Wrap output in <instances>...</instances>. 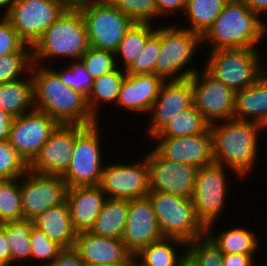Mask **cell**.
<instances>
[{
    "label": "cell",
    "instance_id": "obj_23",
    "mask_svg": "<svg viewBox=\"0 0 267 266\" xmlns=\"http://www.w3.org/2000/svg\"><path fill=\"white\" fill-rule=\"evenodd\" d=\"M164 81L156 74L126 75L116 102L132 111L149 112Z\"/></svg>",
    "mask_w": 267,
    "mask_h": 266
},
{
    "label": "cell",
    "instance_id": "obj_5",
    "mask_svg": "<svg viewBox=\"0 0 267 266\" xmlns=\"http://www.w3.org/2000/svg\"><path fill=\"white\" fill-rule=\"evenodd\" d=\"M163 237L176 238L186 244L200 239L206 227L197 218L191 198L153 191L148 194Z\"/></svg>",
    "mask_w": 267,
    "mask_h": 266
},
{
    "label": "cell",
    "instance_id": "obj_1",
    "mask_svg": "<svg viewBox=\"0 0 267 266\" xmlns=\"http://www.w3.org/2000/svg\"><path fill=\"white\" fill-rule=\"evenodd\" d=\"M37 73L32 78L36 110L45 112L58 124L90 126L97 123L86 96L66 86L50 69L42 67Z\"/></svg>",
    "mask_w": 267,
    "mask_h": 266
},
{
    "label": "cell",
    "instance_id": "obj_55",
    "mask_svg": "<svg viewBox=\"0 0 267 266\" xmlns=\"http://www.w3.org/2000/svg\"><path fill=\"white\" fill-rule=\"evenodd\" d=\"M134 260L136 263L134 262ZM131 266H139V264H137L136 258H133ZM140 266H142V265H140Z\"/></svg>",
    "mask_w": 267,
    "mask_h": 266
},
{
    "label": "cell",
    "instance_id": "obj_42",
    "mask_svg": "<svg viewBox=\"0 0 267 266\" xmlns=\"http://www.w3.org/2000/svg\"><path fill=\"white\" fill-rule=\"evenodd\" d=\"M52 71L66 86L71 87L73 90L80 92L84 96L87 97L91 92L94 78L88 74L84 64L80 60L68 69L61 70V72H56L55 70Z\"/></svg>",
    "mask_w": 267,
    "mask_h": 266
},
{
    "label": "cell",
    "instance_id": "obj_29",
    "mask_svg": "<svg viewBox=\"0 0 267 266\" xmlns=\"http://www.w3.org/2000/svg\"><path fill=\"white\" fill-rule=\"evenodd\" d=\"M210 124L194 107L176 114L169 123L158 133L161 137H184L204 133Z\"/></svg>",
    "mask_w": 267,
    "mask_h": 266
},
{
    "label": "cell",
    "instance_id": "obj_30",
    "mask_svg": "<svg viewBox=\"0 0 267 266\" xmlns=\"http://www.w3.org/2000/svg\"><path fill=\"white\" fill-rule=\"evenodd\" d=\"M168 241V242H166ZM173 242L183 245H187L185 242L176 238H166L155 241L143 248L139 253H137L134 258L143 259L142 266H178L179 261L186 254L177 257L175 250L171 246ZM170 243V244H169Z\"/></svg>",
    "mask_w": 267,
    "mask_h": 266
},
{
    "label": "cell",
    "instance_id": "obj_15",
    "mask_svg": "<svg viewBox=\"0 0 267 266\" xmlns=\"http://www.w3.org/2000/svg\"><path fill=\"white\" fill-rule=\"evenodd\" d=\"M146 159L150 192L161 191L192 198L197 168L165 159L155 149Z\"/></svg>",
    "mask_w": 267,
    "mask_h": 266
},
{
    "label": "cell",
    "instance_id": "obj_14",
    "mask_svg": "<svg viewBox=\"0 0 267 266\" xmlns=\"http://www.w3.org/2000/svg\"><path fill=\"white\" fill-rule=\"evenodd\" d=\"M194 107L211 125L217 119L232 120L235 107V91L211 76L206 70L201 77L198 72L191 77ZM215 118V119H214Z\"/></svg>",
    "mask_w": 267,
    "mask_h": 266
},
{
    "label": "cell",
    "instance_id": "obj_51",
    "mask_svg": "<svg viewBox=\"0 0 267 266\" xmlns=\"http://www.w3.org/2000/svg\"><path fill=\"white\" fill-rule=\"evenodd\" d=\"M178 266H197V265L187 254H185L179 261Z\"/></svg>",
    "mask_w": 267,
    "mask_h": 266
},
{
    "label": "cell",
    "instance_id": "obj_45",
    "mask_svg": "<svg viewBox=\"0 0 267 266\" xmlns=\"http://www.w3.org/2000/svg\"><path fill=\"white\" fill-rule=\"evenodd\" d=\"M48 266H86L74 249L63 250Z\"/></svg>",
    "mask_w": 267,
    "mask_h": 266
},
{
    "label": "cell",
    "instance_id": "obj_25",
    "mask_svg": "<svg viewBox=\"0 0 267 266\" xmlns=\"http://www.w3.org/2000/svg\"><path fill=\"white\" fill-rule=\"evenodd\" d=\"M248 116L252 117L253 123L267 128V75L263 74L250 87L235 93L233 119L248 121Z\"/></svg>",
    "mask_w": 267,
    "mask_h": 266
},
{
    "label": "cell",
    "instance_id": "obj_46",
    "mask_svg": "<svg viewBox=\"0 0 267 266\" xmlns=\"http://www.w3.org/2000/svg\"><path fill=\"white\" fill-rule=\"evenodd\" d=\"M253 255L223 254V266H252Z\"/></svg>",
    "mask_w": 267,
    "mask_h": 266
},
{
    "label": "cell",
    "instance_id": "obj_43",
    "mask_svg": "<svg viewBox=\"0 0 267 266\" xmlns=\"http://www.w3.org/2000/svg\"><path fill=\"white\" fill-rule=\"evenodd\" d=\"M31 257L37 259L52 260L53 262L63 249L48 239V237L36 226L32 225L30 232Z\"/></svg>",
    "mask_w": 267,
    "mask_h": 266
},
{
    "label": "cell",
    "instance_id": "obj_19",
    "mask_svg": "<svg viewBox=\"0 0 267 266\" xmlns=\"http://www.w3.org/2000/svg\"><path fill=\"white\" fill-rule=\"evenodd\" d=\"M75 141L76 125L59 124L29 164V169L42 174L62 176L72 160Z\"/></svg>",
    "mask_w": 267,
    "mask_h": 266
},
{
    "label": "cell",
    "instance_id": "obj_38",
    "mask_svg": "<svg viewBox=\"0 0 267 266\" xmlns=\"http://www.w3.org/2000/svg\"><path fill=\"white\" fill-rule=\"evenodd\" d=\"M126 14L134 23H148L159 16L155 0H105Z\"/></svg>",
    "mask_w": 267,
    "mask_h": 266
},
{
    "label": "cell",
    "instance_id": "obj_54",
    "mask_svg": "<svg viewBox=\"0 0 267 266\" xmlns=\"http://www.w3.org/2000/svg\"><path fill=\"white\" fill-rule=\"evenodd\" d=\"M91 266H131V265H110V264H94Z\"/></svg>",
    "mask_w": 267,
    "mask_h": 266
},
{
    "label": "cell",
    "instance_id": "obj_32",
    "mask_svg": "<svg viewBox=\"0 0 267 266\" xmlns=\"http://www.w3.org/2000/svg\"><path fill=\"white\" fill-rule=\"evenodd\" d=\"M125 77V71L123 74V71L116 68L112 72L94 79L92 90L87 96V104L94 117H97L95 104L98 101H117Z\"/></svg>",
    "mask_w": 267,
    "mask_h": 266
},
{
    "label": "cell",
    "instance_id": "obj_3",
    "mask_svg": "<svg viewBox=\"0 0 267 266\" xmlns=\"http://www.w3.org/2000/svg\"><path fill=\"white\" fill-rule=\"evenodd\" d=\"M228 122L220 127L210 125L213 160L220 165L226 162L242 176L252 167L257 153V133L264 127L252 121Z\"/></svg>",
    "mask_w": 267,
    "mask_h": 266
},
{
    "label": "cell",
    "instance_id": "obj_41",
    "mask_svg": "<svg viewBox=\"0 0 267 266\" xmlns=\"http://www.w3.org/2000/svg\"><path fill=\"white\" fill-rule=\"evenodd\" d=\"M114 56L115 53L111 51L90 47L80 61L88 74L95 79L116 69Z\"/></svg>",
    "mask_w": 267,
    "mask_h": 266
},
{
    "label": "cell",
    "instance_id": "obj_4",
    "mask_svg": "<svg viewBox=\"0 0 267 266\" xmlns=\"http://www.w3.org/2000/svg\"><path fill=\"white\" fill-rule=\"evenodd\" d=\"M90 48L87 29L80 10L70 6L34 45L33 61L44 57L69 56L81 60Z\"/></svg>",
    "mask_w": 267,
    "mask_h": 266
},
{
    "label": "cell",
    "instance_id": "obj_48",
    "mask_svg": "<svg viewBox=\"0 0 267 266\" xmlns=\"http://www.w3.org/2000/svg\"><path fill=\"white\" fill-rule=\"evenodd\" d=\"M187 0H155L158 14L161 16L169 11L182 9L185 10Z\"/></svg>",
    "mask_w": 267,
    "mask_h": 266
},
{
    "label": "cell",
    "instance_id": "obj_39",
    "mask_svg": "<svg viewBox=\"0 0 267 266\" xmlns=\"http://www.w3.org/2000/svg\"><path fill=\"white\" fill-rule=\"evenodd\" d=\"M205 238L202 240L196 239L188 243L186 254L197 266H223V253L208 236Z\"/></svg>",
    "mask_w": 267,
    "mask_h": 266
},
{
    "label": "cell",
    "instance_id": "obj_22",
    "mask_svg": "<svg viewBox=\"0 0 267 266\" xmlns=\"http://www.w3.org/2000/svg\"><path fill=\"white\" fill-rule=\"evenodd\" d=\"M103 194L99 185L68 187L66 201L76 234L92 229L106 200Z\"/></svg>",
    "mask_w": 267,
    "mask_h": 266
},
{
    "label": "cell",
    "instance_id": "obj_10",
    "mask_svg": "<svg viewBox=\"0 0 267 266\" xmlns=\"http://www.w3.org/2000/svg\"><path fill=\"white\" fill-rule=\"evenodd\" d=\"M201 36L188 29H178L177 26L160 28V51L156 59L155 74L164 80H181L190 78L194 73L188 69L176 76L190 61ZM175 74V75H174ZM174 75V76H173Z\"/></svg>",
    "mask_w": 267,
    "mask_h": 266
},
{
    "label": "cell",
    "instance_id": "obj_47",
    "mask_svg": "<svg viewBox=\"0 0 267 266\" xmlns=\"http://www.w3.org/2000/svg\"><path fill=\"white\" fill-rule=\"evenodd\" d=\"M11 263V251L6 240V228L0 224V266H9Z\"/></svg>",
    "mask_w": 267,
    "mask_h": 266
},
{
    "label": "cell",
    "instance_id": "obj_9",
    "mask_svg": "<svg viewBox=\"0 0 267 266\" xmlns=\"http://www.w3.org/2000/svg\"><path fill=\"white\" fill-rule=\"evenodd\" d=\"M97 125H76L72 160L68 170L62 175L68 187L100 185L104 167L101 165Z\"/></svg>",
    "mask_w": 267,
    "mask_h": 266
},
{
    "label": "cell",
    "instance_id": "obj_28",
    "mask_svg": "<svg viewBox=\"0 0 267 266\" xmlns=\"http://www.w3.org/2000/svg\"><path fill=\"white\" fill-rule=\"evenodd\" d=\"M229 0H187L185 10L191 21V28L201 37L213 25Z\"/></svg>",
    "mask_w": 267,
    "mask_h": 266
},
{
    "label": "cell",
    "instance_id": "obj_20",
    "mask_svg": "<svg viewBox=\"0 0 267 266\" xmlns=\"http://www.w3.org/2000/svg\"><path fill=\"white\" fill-rule=\"evenodd\" d=\"M193 102V89L191 79L166 80L163 82L159 94L151 107L153 123L149 134H158L176 114L191 108Z\"/></svg>",
    "mask_w": 267,
    "mask_h": 266
},
{
    "label": "cell",
    "instance_id": "obj_6",
    "mask_svg": "<svg viewBox=\"0 0 267 266\" xmlns=\"http://www.w3.org/2000/svg\"><path fill=\"white\" fill-rule=\"evenodd\" d=\"M76 7L83 16L90 47L115 53L134 22L105 0H84Z\"/></svg>",
    "mask_w": 267,
    "mask_h": 266
},
{
    "label": "cell",
    "instance_id": "obj_37",
    "mask_svg": "<svg viewBox=\"0 0 267 266\" xmlns=\"http://www.w3.org/2000/svg\"><path fill=\"white\" fill-rule=\"evenodd\" d=\"M29 164L8 140L0 142V180L19 179L28 172Z\"/></svg>",
    "mask_w": 267,
    "mask_h": 266
},
{
    "label": "cell",
    "instance_id": "obj_24",
    "mask_svg": "<svg viewBox=\"0 0 267 266\" xmlns=\"http://www.w3.org/2000/svg\"><path fill=\"white\" fill-rule=\"evenodd\" d=\"M32 221L34 226L63 250L74 248L77 234L71 222L67 201L47 209Z\"/></svg>",
    "mask_w": 267,
    "mask_h": 266
},
{
    "label": "cell",
    "instance_id": "obj_27",
    "mask_svg": "<svg viewBox=\"0 0 267 266\" xmlns=\"http://www.w3.org/2000/svg\"><path fill=\"white\" fill-rule=\"evenodd\" d=\"M34 103L33 81L15 80L0 84V109L16 118Z\"/></svg>",
    "mask_w": 267,
    "mask_h": 266
},
{
    "label": "cell",
    "instance_id": "obj_11",
    "mask_svg": "<svg viewBox=\"0 0 267 266\" xmlns=\"http://www.w3.org/2000/svg\"><path fill=\"white\" fill-rule=\"evenodd\" d=\"M20 185L23 219L34 220L47 209L65 203L68 185L60 175L42 174L28 169Z\"/></svg>",
    "mask_w": 267,
    "mask_h": 266
},
{
    "label": "cell",
    "instance_id": "obj_26",
    "mask_svg": "<svg viewBox=\"0 0 267 266\" xmlns=\"http://www.w3.org/2000/svg\"><path fill=\"white\" fill-rule=\"evenodd\" d=\"M129 200L106 197L102 210L90 232L114 239H122L127 220Z\"/></svg>",
    "mask_w": 267,
    "mask_h": 266
},
{
    "label": "cell",
    "instance_id": "obj_49",
    "mask_svg": "<svg viewBox=\"0 0 267 266\" xmlns=\"http://www.w3.org/2000/svg\"><path fill=\"white\" fill-rule=\"evenodd\" d=\"M14 117L0 109V142L9 138V132Z\"/></svg>",
    "mask_w": 267,
    "mask_h": 266
},
{
    "label": "cell",
    "instance_id": "obj_12",
    "mask_svg": "<svg viewBox=\"0 0 267 266\" xmlns=\"http://www.w3.org/2000/svg\"><path fill=\"white\" fill-rule=\"evenodd\" d=\"M224 165L212 163L197 169L192 202L206 233L223 209L226 195Z\"/></svg>",
    "mask_w": 267,
    "mask_h": 266
},
{
    "label": "cell",
    "instance_id": "obj_31",
    "mask_svg": "<svg viewBox=\"0 0 267 266\" xmlns=\"http://www.w3.org/2000/svg\"><path fill=\"white\" fill-rule=\"evenodd\" d=\"M223 254L253 255L257 248V238L246 229L236 228L222 232L220 236L208 237Z\"/></svg>",
    "mask_w": 267,
    "mask_h": 266
},
{
    "label": "cell",
    "instance_id": "obj_34",
    "mask_svg": "<svg viewBox=\"0 0 267 266\" xmlns=\"http://www.w3.org/2000/svg\"><path fill=\"white\" fill-rule=\"evenodd\" d=\"M148 23H133L119 43L115 55L123 57L127 69L143 50L147 39L155 32Z\"/></svg>",
    "mask_w": 267,
    "mask_h": 266
},
{
    "label": "cell",
    "instance_id": "obj_52",
    "mask_svg": "<svg viewBox=\"0 0 267 266\" xmlns=\"http://www.w3.org/2000/svg\"><path fill=\"white\" fill-rule=\"evenodd\" d=\"M16 0H0V7H3V6H7L8 5V10L7 12L5 13L4 17H6L8 15V13L10 12L11 10V7L13 5V3L15 2Z\"/></svg>",
    "mask_w": 267,
    "mask_h": 266
},
{
    "label": "cell",
    "instance_id": "obj_33",
    "mask_svg": "<svg viewBox=\"0 0 267 266\" xmlns=\"http://www.w3.org/2000/svg\"><path fill=\"white\" fill-rule=\"evenodd\" d=\"M6 228V240L11 251V261L31 257L30 232L32 220L7 221L2 223Z\"/></svg>",
    "mask_w": 267,
    "mask_h": 266
},
{
    "label": "cell",
    "instance_id": "obj_8",
    "mask_svg": "<svg viewBox=\"0 0 267 266\" xmlns=\"http://www.w3.org/2000/svg\"><path fill=\"white\" fill-rule=\"evenodd\" d=\"M69 7L63 0H16L6 18L19 38L33 48Z\"/></svg>",
    "mask_w": 267,
    "mask_h": 266
},
{
    "label": "cell",
    "instance_id": "obj_21",
    "mask_svg": "<svg viewBox=\"0 0 267 266\" xmlns=\"http://www.w3.org/2000/svg\"><path fill=\"white\" fill-rule=\"evenodd\" d=\"M73 249L86 266L94 264L131 265L134 258L122 239L103 237L90 231L77 234Z\"/></svg>",
    "mask_w": 267,
    "mask_h": 266
},
{
    "label": "cell",
    "instance_id": "obj_16",
    "mask_svg": "<svg viewBox=\"0 0 267 266\" xmlns=\"http://www.w3.org/2000/svg\"><path fill=\"white\" fill-rule=\"evenodd\" d=\"M99 186L109 194V198L132 200L147 197L150 192L147 159L137 165L104 166Z\"/></svg>",
    "mask_w": 267,
    "mask_h": 266
},
{
    "label": "cell",
    "instance_id": "obj_50",
    "mask_svg": "<svg viewBox=\"0 0 267 266\" xmlns=\"http://www.w3.org/2000/svg\"><path fill=\"white\" fill-rule=\"evenodd\" d=\"M257 15L267 11V0H241Z\"/></svg>",
    "mask_w": 267,
    "mask_h": 266
},
{
    "label": "cell",
    "instance_id": "obj_36",
    "mask_svg": "<svg viewBox=\"0 0 267 266\" xmlns=\"http://www.w3.org/2000/svg\"><path fill=\"white\" fill-rule=\"evenodd\" d=\"M160 51V28L146 41L143 50L125 70L126 75L155 74V64Z\"/></svg>",
    "mask_w": 267,
    "mask_h": 266
},
{
    "label": "cell",
    "instance_id": "obj_18",
    "mask_svg": "<svg viewBox=\"0 0 267 266\" xmlns=\"http://www.w3.org/2000/svg\"><path fill=\"white\" fill-rule=\"evenodd\" d=\"M153 137L161 139L155 150L165 159L197 169L214 163L210 127L193 136L169 138L156 134Z\"/></svg>",
    "mask_w": 267,
    "mask_h": 266
},
{
    "label": "cell",
    "instance_id": "obj_40",
    "mask_svg": "<svg viewBox=\"0 0 267 266\" xmlns=\"http://www.w3.org/2000/svg\"><path fill=\"white\" fill-rule=\"evenodd\" d=\"M32 61V52H13L0 56V84L20 80L19 74L25 70V67L26 69L29 67L28 71L35 70L30 66L31 63H34Z\"/></svg>",
    "mask_w": 267,
    "mask_h": 266
},
{
    "label": "cell",
    "instance_id": "obj_2",
    "mask_svg": "<svg viewBox=\"0 0 267 266\" xmlns=\"http://www.w3.org/2000/svg\"><path fill=\"white\" fill-rule=\"evenodd\" d=\"M241 0H229L201 39H208L213 50L254 48L266 31L265 24Z\"/></svg>",
    "mask_w": 267,
    "mask_h": 266
},
{
    "label": "cell",
    "instance_id": "obj_44",
    "mask_svg": "<svg viewBox=\"0 0 267 266\" xmlns=\"http://www.w3.org/2000/svg\"><path fill=\"white\" fill-rule=\"evenodd\" d=\"M25 46L11 22L3 17L0 21V56L13 52H26Z\"/></svg>",
    "mask_w": 267,
    "mask_h": 266
},
{
    "label": "cell",
    "instance_id": "obj_17",
    "mask_svg": "<svg viewBox=\"0 0 267 266\" xmlns=\"http://www.w3.org/2000/svg\"><path fill=\"white\" fill-rule=\"evenodd\" d=\"M163 238L149 197L129 200L122 240L135 256L143 248Z\"/></svg>",
    "mask_w": 267,
    "mask_h": 266
},
{
    "label": "cell",
    "instance_id": "obj_35",
    "mask_svg": "<svg viewBox=\"0 0 267 266\" xmlns=\"http://www.w3.org/2000/svg\"><path fill=\"white\" fill-rule=\"evenodd\" d=\"M16 180H0V224L23 220L22 200Z\"/></svg>",
    "mask_w": 267,
    "mask_h": 266
},
{
    "label": "cell",
    "instance_id": "obj_7",
    "mask_svg": "<svg viewBox=\"0 0 267 266\" xmlns=\"http://www.w3.org/2000/svg\"><path fill=\"white\" fill-rule=\"evenodd\" d=\"M209 57L206 71L235 92L250 87L263 75L254 48L211 49Z\"/></svg>",
    "mask_w": 267,
    "mask_h": 266
},
{
    "label": "cell",
    "instance_id": "obj_13",
    "mask_svg": "<svg viewBox=\"0 0 267 266\" xmlns=\"http://www.w3.org/2000/svg\"><path fill=\"white\" fill-rule=\"evenodd\" d=\"M14 118L9 132V143L30 164L39 154L52 132L59 125L45 112L36 110Z\"/></svg>",
    "mask_w": 267,
    "mask_h": 266
},
{
    "label": "cell",
    "instance_id": "obj_53",
    "mask_svg": "<svg viewBox=\"0 0 267 266\" xmlns=\"http://www.w3.org/2000/svg\"><path fill=\"white\" fill-rule=\"evenodd\" d=\"M65 1L69 6H78L80 5L84 0H63Z\"/></svg>",
    "mask_w": 267,
    "mask_h": 266
}]
</instances>
